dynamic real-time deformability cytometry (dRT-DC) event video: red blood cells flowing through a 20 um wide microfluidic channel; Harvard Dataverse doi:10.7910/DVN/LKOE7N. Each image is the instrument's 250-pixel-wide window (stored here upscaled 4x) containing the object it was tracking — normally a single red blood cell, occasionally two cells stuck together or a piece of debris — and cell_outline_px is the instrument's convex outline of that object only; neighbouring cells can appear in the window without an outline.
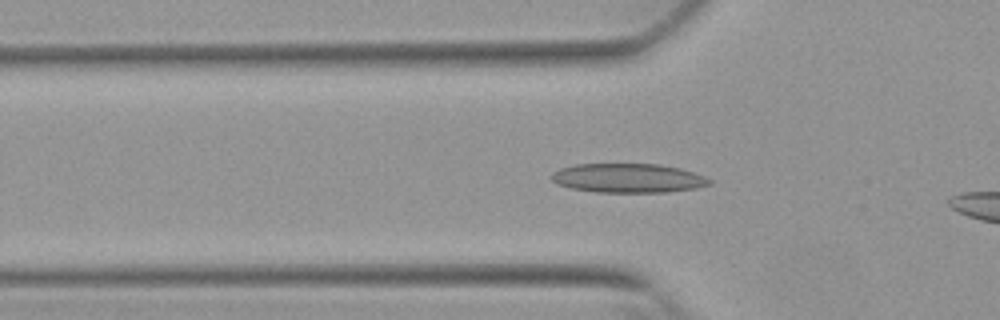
{"species": "Egyptian fruit bat (a non-hibernating species)", "species_latin": "Rousettus aegyptiacus", "temperature_condition": "warm", "stored_images_in_passage": 8, "camera_frame_rate_fps": 3000, "um_per_image_px": 0.085, "animal": {"sex": "female"}, "frame": {"image": 1, "passage_image": 5, "time_ms": 1.333, "image_size_px": [1000, 320], "cell_outline_px": [[712, 184], [696, 188], [668, 192], [596, 192], [572, 188], [560, 184], [552, 180], [552, 172], [560, 168], [576, 164], [660, 164], [680, 168], [704, 176], [712, 180]], "centroid_in_image_um": [53.42, 15.13], "position_along_channel_um": 72.4, "area_um2": 26.76}}